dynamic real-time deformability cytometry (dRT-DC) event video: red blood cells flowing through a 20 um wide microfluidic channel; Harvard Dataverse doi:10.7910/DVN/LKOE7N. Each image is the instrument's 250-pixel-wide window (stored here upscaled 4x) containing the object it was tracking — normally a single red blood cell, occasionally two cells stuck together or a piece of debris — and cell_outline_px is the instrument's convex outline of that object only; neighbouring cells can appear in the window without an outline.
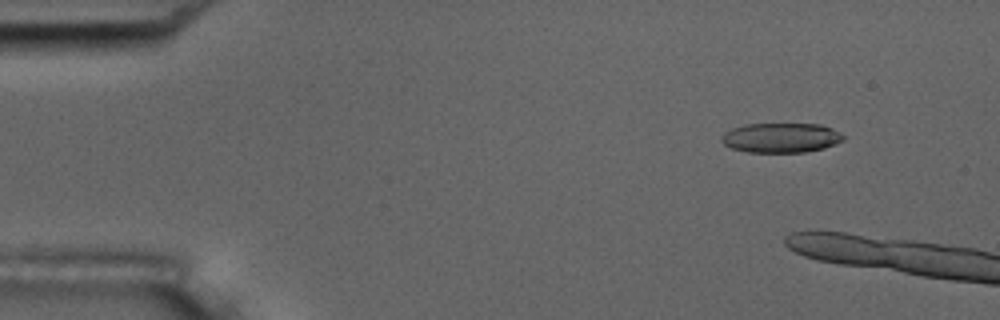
{"species": "common noctule bat (a hibernating species)", "species_latin": "Nyctalus noctula", "temperature_condition": "room temperature", "stored_images_in_passage": 4, "camera_frame_rate_fps": 3000, "um_per_image_px": 0.085, "animal": {"sex": "male", "body_mass_g": 17.5, "forearm_length_mm": 52.3}, "frame": {"image": 1, "passage_image": 2, "time_ms": 1.333, "image_size_px": [1000, 320], "cell_outline_px": [[844, 140], [836, 144], [824, 148], [804, 152], [748, 152], [732, 148], [724, 144], [720, 140], [720, 136], [724, 132], [732, 128], [744, 124], [820, 124], [832, 128], [840, 132], [844, 136]], "centroid_in_image_um": [66.38, 11.7], "position_along_channel_um": 18.6, "area_um2": 21.21}}